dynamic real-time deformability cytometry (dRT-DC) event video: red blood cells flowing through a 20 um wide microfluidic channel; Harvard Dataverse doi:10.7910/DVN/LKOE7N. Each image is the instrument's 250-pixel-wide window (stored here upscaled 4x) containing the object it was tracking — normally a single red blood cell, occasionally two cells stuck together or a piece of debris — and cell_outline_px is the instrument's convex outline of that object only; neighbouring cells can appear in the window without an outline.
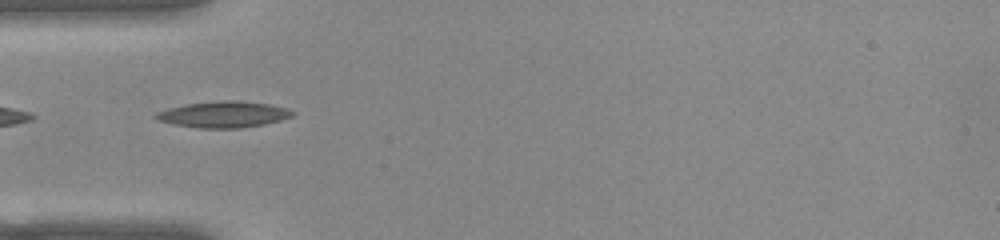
{"species": "common noctule bat (a hibernating species)", "species_latin": "Nyctalus noctula", "temperature_condition": "warm", "stored_images_in_passage": 38, "camera_frame_rate_fps": 3000, "um_per_image_px": 0.085, "animal": {"sex": "female", "body_mass_g": 22.0, "forearm_length_mm": 56.7}, "frame": {"image": 1, "passage_image": 2, "time_ms": 0.333, "image_size_px": [1000, 240], "cell_outline_px": [[296, 112], [292, 116], [280, 120], [264, 124], [240, 128], [200, 128], [172, 124], [160, 120], [152, 116], [156, 112], [168, 108], [188, 104], [224, 100], [236, 100], [268, 104], [284, 108]], "centroid_in_image_um": [18.98, 9.73], "position_along_channel_um": 66.0, "area_um2": 20.63}}
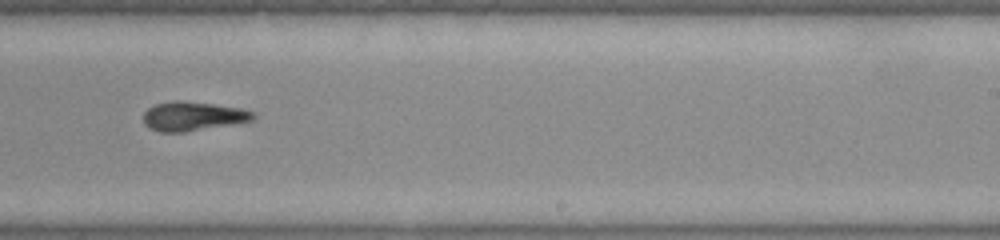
{"frame": {"image": 2, "passage_image": 18, "time_ms": 5.667, "image_size_px": [1000, 240], "cell_outline_px": [[256, 116], [252, 120], [184, 132], [160, 132], [144, 124], [144, 112], [148, 108], [156, 104], [172, 100], [180, 100], [212, 104], [240, 108], [256, 112]], "centroid_in_image_um": [16.38, 9.86], "position_along_channel_um": 272.6, "area_um2": 18.38}}
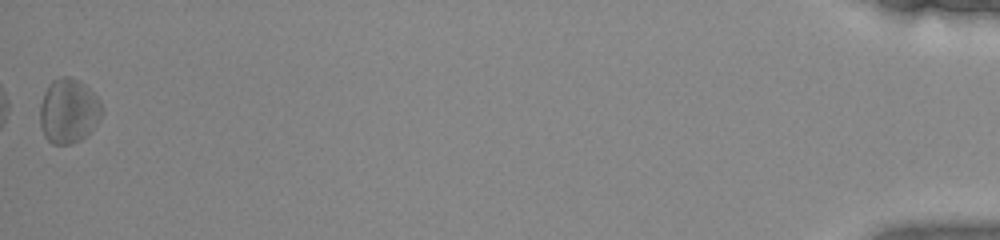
{"frame": {"image": 3, "passage_image": 38, "time_ms": 12.333, "image_size_px": [1000, 240], "cell_outline_px": [[104, 108], [100, 120], [80, 140], [72, 144], [52, 144], [44, 136], [40, 124], [40, 104], [44, 92], [48, 84], [52, 80], [60, 76], [68, 76], [80, 80], [100, 100]], "centroid_in_image_um": [5.82, 9.41], "position_along_channel_um": 429.4, "area_um2": 23.52}, "authors_computed_cell_mechanics": {"area_um2": 18.9873, "velocity_mm_per_s": 3.8805, "shape_relaxation_time_tau1_ms": 7.4896, "shape_relaxation_time_tau2_ms": 6.9601, "deformation_change_tau1": 0.1759, "deformation_change_tau2": 0.2198}}